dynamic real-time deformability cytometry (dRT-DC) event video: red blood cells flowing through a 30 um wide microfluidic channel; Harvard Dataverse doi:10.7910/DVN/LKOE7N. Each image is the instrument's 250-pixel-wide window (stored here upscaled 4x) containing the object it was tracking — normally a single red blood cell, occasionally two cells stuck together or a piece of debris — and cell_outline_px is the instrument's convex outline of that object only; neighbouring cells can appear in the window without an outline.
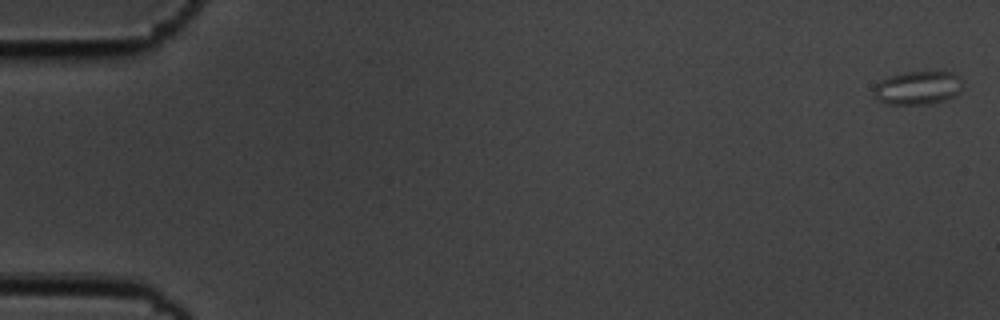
{"species": "common noctule bat (a hibernating species)", "species_latin": "Nyctalus noctula", "temperature_condition": "cold", "stored_images_in_passage": 6, "camera_frame_rate_fps": 3000, "um_per_image_px": 0.085, "animal": {"sex": "male", "body_mass_g": 19.5, "forearm_length_mm": 54.6}, "frame": {"image": 1, "passage_image": 1, "time_ms": 0.0, "image_size_px": [1000, 320], "cell_outline_px": [[960, 92], [956, 96], [932, 104], [884, 104], [872, 96], [872, 88], [880, 80], [892, 76], [908, 72], [952, 72], [960, 76]], "centroid_in_image_um": [77.97, 7.49], "position_along_channel_um": 7.0, "area_um2": 17.46}}